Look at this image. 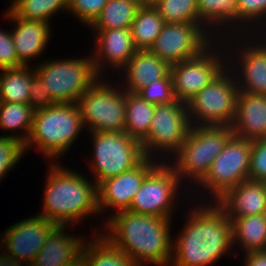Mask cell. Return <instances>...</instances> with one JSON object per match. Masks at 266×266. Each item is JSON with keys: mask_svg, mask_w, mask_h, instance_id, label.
<instances>
[{"mask_svg": "<svg viewBox=\"0 0 266 266\" xmlns=\"http://www.w3.org/2000/svg\"><path fill=\"white\" fill-rule=\"evenodd\" d=\"M185 207L189 208L183 218L186 221L173 236L169 266H214L228 254L236 258L232 225L225 211L216 202L208 201L193 200Z\"/></svg>", "mask_w": 266, "mask_h": 266, "instance_id": "obj_1", "label": "cell"}, {"mask_svg": "<svg viewBox=\"0 0 266 266\" xmlns=\"http://www.w3.org/2000/svg\"><path fill=\"white\" fill-rule=\"evenodd\" d=\"M103 216V235L137 266H169L172 259L173 218L123 210ZM109 215V216H108ZM106 218V219H105Z\"/></svg>", "mask_w": 266, "mask_h": 266, "instance_id": "obj_2", "label": "cell"}, {"mask_svg": "<svg viewBox=\"0 0 266 266\" xmlns=\"http://www.w3.org/2000/svg\"><path fill=\"white\" fill-rule=\"evenodd\" d=\"M48 166L39 216L75 230L78 222L100 215L98 186L94 180L60 162H49Z\"/></svg>", "mask_w": 266, "mask_h": 266, "instance_id": "obj_3", "label": "cell"}, {"mask_svg": "<svg viewBox=\"0 0 266 266\" xmlns=\"http://www.w3.org/2000/svg\"><path fill=\"white\" fill-rule=\"evenodd\" d=\"M77 103L55 104L34 112L30 134L23 144L26 154L31 149L42 153L47 162H59L86 131Z\"/></svg>", "mask_w": 266, "mask_h": 266, "instance_id": "obj_4", "label": "cell"}, {"mask_svg": "<svg viewBox=\"0 0 266 266\" xmlns=\"http://www.w3.org/2000/svg\"><path fill=\"white\" fill-rule=\"evenodd\" d=\"M232 135L230 126H191L181 149L168 161L189 190L187 195L204 179Z\"/></svg>", "mask_w": 266, "mask_h": 266, "instance_id": "obj_5", "label": "cell"}, {"mask_svg": "<svg viewBox=\"0 0 266 266\" xmlns=\"http://www.w3.org/2000/svg\"><path fill=\"white\" fill-rule=\"evenodd\" d=\"M55 104L77 103L78 99L100 78L91 54L72 58H51L33 63Z\"/></svg>", "mask_w": 266, "mask_h": 266, "instance_id": "obj_6", "label": "cell"}, {"mask_svg": "<svg viewBox=\"0 0 266 266\" xmlns=\"http://www.w3.org/2000/svg\"><path fill=\"white\" fill-rule=\"evenodd\" d=\"M251 150V140L233 134L223 151L213 161L207 175L196 186L200 188V191L198 188H194L195 190L189 192L191 201L194 199V201L199 202H207V200L208 202H216L231 188L248 180ZM197 192L198 194H196ZM198 195L201 198L198 199Z\"/></svg>", "mask_w": 266, "mask_h": 266, "instance_id": "obj_7", "label": "cell"}, {"mask_svg": "<svg viewBox=\"0 0 266 266\" xmlns=\"http://www.w3.org/2000/svg\"><path fill=\"white\" fill-rule=\"evenodd\" d=\"M93 151L87 163L98 186L105 179L117 176L139 165L145 158L141 143L126 132H89ZM92 177V178H91Z\"/></svg>", "mask_w": 266, "mask_h": 266, "instance_id": "obj_8", "label": "cell"}, {"mask_svg": "<svg viewBox=\"0 0 266 266\" xmlns=\"http://www.w3.org/2000/svg\"><path fill=\"white\" fill-rule=\"evenodd\" d=\"M119 82L114 77L99 78L78 99L86 132H124L125 90Z\"/></svg>", "mask_w": 266, "mask_h": 266, "instance_id": "obj_9", "label": "cell"}, {"mask_svg": "<svg viewBox=\"0 0 266 266\" xmlns=\"http://www.w3.org/2000/svg\"><path fill=\"white\" fill-rule=\"evenodd\" d=\"M186 190L188 191L181 183L175 169L168 162H160L144 178L128 210L144 215L173 218L174 213L178 211L176 208H179V205L184 207L178 203L187 200L186 204H189L191 200L190 197L187 198L188 196L184 195L185 192L187 193Z\"/></svg>", "mask_w": 266, "mask_h": 266, "instance_id": "obj_10", "label": "cell"}, {"mask_svg": "<svg viewBox=\"0 0 266 266\" xmlns=\"http://www.w3.org/2000/svg\"><path fill=\"white\" fill-rule=\"evenodd\" d=\"M190 128L187 103L156 105L149 133L141 142L145 156L168 162L181 149Z\"/></svg>", "mask_w": 266, "mask_h": 266, "instance_id": "obj_11", "label": "cell"}, {"mask_svg": "<svg viewBox=\"0 0 266 266\" xmlns=\"http://www.w3.org/2000/svg\"><path fill=\"white\" fill-rule=\"evenodd\" d=\"M239 89L227 67L187 102L191 126H231Z\"/></svg>", "mask_w": 266, "mask_h": 266, "instance_id": "obj_12", "label": "cell"}, {"mask_svg": "<svg viewBox=\"0 0 266 266\" xmlns=\"http://www.w3.org/2000/svg\"><path fill=\"white\" fill-rule=\"evenodd\" d=\"M221 39L227 51V67L236 78L239 92L266 95L265 47L252 34H233Z\"/></svg>", "mask_w": 266, "mask_h": 266, "instance_id": "obj_13", "label": "cell"}, {"mask_svg": "<svg viewBox=\"0 0 266 266\" xmlns=\"http://www.w3.org/2000/svg\"><path fill=\"white\" fill-rule=\"evenodd\" d=\"M227 68V51L216 39L201 54L170 66L176 100L187 103Z\"/></svg>", "mask_w": 266, "mask_h": 266, "instance_id": "obj_14", "label": "cell"}, {"mask_svg": "<svg viewBox=\"0 0 266 266\" xmlns=\"http://www.w3.org/2000/svg\"><path fill=\"white\" fill-rule=\"evenodd\" d=\"M57 225L33 215L7 227L0 235V266H30ZM7 249V250H6Z\"/></svg>", "mask_w": 266, "mask_h": 266, "instance_id": "obj_15", "label": "cell"}, {"mask_svg": "<svg viewBox=\"0 0 266 266\" xmlns=\"http://www.w3.org/2000/svg\"><path fill=\"white\" fill-rule=\"evenodd\" d=\"M216 39L203 24L165 23L149 50L171 66L198 56Z\"/></svg>", "mask_w": 266, "mask_h": 266, "instance_id": "obj_16", "label": "cell"}, {"mask_svg": "<svg viewBox=\"0 0 266 266\" xmlns=\"http://www.w3.org/2000/svg\"><path fill=\"white\" fill-rule=\"evenodd\" d=\"M90 31L95 40V46L91 48L94 49L91 56L98 76L105 78L109 75L112 79L111 76L116 72L114 78L117 77V73L127 66L129 59L138 51L133 43L130 28ZM107 69L108 71L111 69L112 73H109L112 75H107Z\"/></svg>", "mask_w": 266, "mask_h": 266, "instance_id": "obj_17", "label": "cell"}, {"mask_svg": "<svg viewBox=\"0 0 266 266\" xmlns=\"http://www.w3.org/2000/svg\"><path fill=\"white\" fill-rule=\"evenodd\" d=\"M160 163L146 157L135 168L105 179L98 185V207L100 215L106 211L128 210L133 197L139 191L144 178Z\"/></svg>", "mask_w": 266, "mask_h": 266, "instance_id": "obj_18", "label": "cell"}, {"mask_svg": "<svg viewBox=\"0 0 266 266\" xmlns=\"http://www.w3.org/2000/svg\"><path fill=\"white\" fill-rule=\"evenodd\" d=\"M5 19L13 24L10 33L16 48L18 60L24 66H31V62L39 60L46 51V47L53 34L50 32L52 23L46 21L25 20L17 17L8 7L3 14ZM51 35V36H50ZM39 58V59H38ZM33 60V61H32Z\"/></svg>", "mask_w": 266, "mask_h": 266, "instance_id": "obj_19", "label": "cell"}, {"mask_svg": "<svg viewBox=\"0 0 266 266\" xmlns=\"http://www.w3.org/2000/svg\"><path fill=\"white\" fill-rule=\"evenodd\" d=\"M68 227L57 225L51 231L30 266H67L82 255L87 237L68 234Z\"/></svg>", "mask_w": 266, "mask_h": 266, "instance_id": "obj_20", "label": "cell"}, {"mask_svg": "<svg viewBox=\"0 0 266 266\" xmlns=\"http://www.w3.org/2000/svg\"><path fill=\"white\" fill-rule=\"evenodd\" d=\"M230 127L237 137L251 141L266 138V95L239 92Z\"/></svg>", "mask_w": 266, "mask_h": 266, "instance_id": "obj_21", "label": "cell"}, {"mask_svg": "<svg viewBox=\"0 0 266 266\" xmlns=\"http://www.w3.org/2000/svg\"><path fill=\"white\" fill-rule=\"evenodd\" d=\"M169 72L170 66L156 54L150 50H138L116 79L121 80L120 85L125 91L136 93L152 81L163 79Z\"/></svg>", "mask_w": 266, "mask_h": 266, "instance_id": "obj_22", "label": "cell"}, {"mask_svg": "<svg viewBox=\"0 0 266 266\" xmlns=\"http://www.w3.org/2000/svg\"><path fill=\"white\" fill-rule=\"evenodd\" d=\"M216 203L229 218L266 213L264 182L245 180L227 191Z\"/></svg>", "mask_w": 266, "mask_h": 266, "instance_id": "obj_23", "label": "cell"}, {"mask_svg": "<svg viewBox=\"0 0 266 266\" xmlns=\"http://www.w3.org/2000/svg\"><path fill=\"white\" fill-rule=\"evenodd\" d=\"M200 22L217 38L237 34V0H197Z\"/></svg>", "mask_w": 266, "mask_h": 266, "instance_id": "obj_24", "label": "cell"}, {"mask_svg": "<svg viewBox=\"0 0 266 266\" xmlns=\"http://www.w3.org/2000/svg\"><path fill=\"white\" fill-rule=\"evenodd\" d=\"M236 258L253 250L266 249V213L230 218ZM239 250V251H238Z\"/></svg>", "mask_w": 266, "mask_h": 266, "instance_id": "obj_25", "label": "cell"}, {"mask_svg": "<svg viewBox=\"0 0 266 266\" xmlns=\"http://www.w3.org/2000/svg\"><path fill=\"white\" fill-rule=\"evenodd\" d=\"M92 230L93 238L88 237L90 241L86 239L82 250L87 266H137L133 260L100 234V227L97 226Z\"/></svg>", "mask_w": 266, "mask_h": 266, "instance_id": "obj_26", "label": "cell"}, {"mask_svg": "<svg viewBox=\"0 0 266 266\" xmlns=\"http://www.w3.org/2000/svg\"><path fill=\"white\" fill-rule=\"evenodd\" d=\"M34 112L28 103L0 102V129L9 132L0 137L15 139L23 145L30 134Z\"/></svg>", "mask_w": 266, "mask_h": 266, "instance_id": "obj_27", "label": "cell"}, {"mask_svg": "<svg viewBox=\"0 0 266 266\" xmlns=\"http://www.w3.org/2000/svg\"><path fill=\"white\" fill-rule=\"evenodd\" d=\"M155 106L141 98L137 93L125 91L124 132L141 143L149 133Z\"/></svg>", "mask_w": 266, "mask_h": 266, "instance_id": "obj_28", "label": "cell"}, {"mask_svg": "<svg viewBox=\"0 0 266 266\" xmlns=\"http://www.w3.org/2000/svg\"><path fill=\"white\" fill-rule=\"evenodd\" d=\"M144 0H108L89 30L130 28Z\"/></svg>", "mask_w": 266, "mask_h": 266, "instance_id": "obj_29", "label": "cell"}, {"mask_svg": "<svg viewBox=\"0 0 266 266\" xmlns=\"http://www.w3.org/2000/svg\"><path fill=\"white\" fill-rule=\"evenodd\" d=\"M164 24L158 10L153 5L143 3L130 27L136 49L149 50Z\"/></svg>", "mask_w": 266, "mask_h": 266, "instance_id": "obj_30", "label": "cell"}, {"mask_svg": "<svg viewBox=\"0 0 266 266\" xmlns=\"http://www.w3.org/2000/svg\"><path fill=\"white\" fill-rule=\"evenodd\" d=\"M35 75L31 66L0 70V102L28 103L29 83Z\"/></svg>", "mask_w": 266, "mask_h": 266, "instance_id": "obj_31", "label": "cell"}, {"mask_svg": "<svg viewBox=\"0 0 266 266\" xmlns=\"http://www.w3.org/2000/svg\"><path fill=\"white\" fill-rule=\"evenodd\" d=\"M8 8L22 19L50 23L56 14H68L69 0H14Z\"/></svg>", "mask_w": 266, "mask_h": 266, "instance_id": "obj_32", "label": "cell"}, {"mask_svg": "<svg viewBox=\"0 0 266 266\" xmlns=\"http://www.w3.org/2000/svg\"><path fill=\"white\" fill-rule=\"evenodd\" d=\"M153 6L165 23H196L199 20L197 0H158Z\"/></svg>", "mask_w": 266, "mask_h": 266, "instance_id": "obj_33", "label": "cell"}, {"mask_svg": "<svg viewBox=\"0 0 266 266\" xmlns=\"http://www.w3.org/2000/svg\"><path fill=\"white\" fill-rule=\"evenodd\" d=\"M237 34H252L266 26V0H237Z\"/></svg>", "mask_w": 266, "mask_h": 266, "instance_id": "obj_34", "label": "cell"}, {"mask_svg": "<svg viewBox=\"0 0 266 266\" xmlns=\"http://www.w3.org/2000/svg\"><path fill=\"white\" fill-rule=\"evenodd\" d=\"M136 93L148 103L154 105L168 104L176 100L170 72L163 79L152 81Z\"/></svg>", "mask_w": 266, "mask_h": 266, "instance_id": "obj_35", "label": "cell"}, {"mask_svg": "<svg viewBox=\"0 0 266 266\" xmlns=\"http://www.w3.org/2000/svg\"><path fill=\"white\" fill-rule=\"evenodd\" d=\"M23 145L15 139L0 137V181L14 170L24 156Z\"/></svg>", "mask_w": 266, "mask_h": 266, "instance_id": "obj_36", "label": "cell"}, {"mask_svg": "<svg viewBox=\"0 0 266 266\" xmlns=\"http://www.w3.org/2000/svg\"><path fill=\"white\" fill-rule=\"evenodd\" d=\"M108 0H69L68 13L89 27L101 14Z\"/></svg>", "mask_w": 266, "mask_h": 266, "instance_id": "obj_37", "label": "cell"}, {"mask_svg": "<svg viewBox=\"0 0 266 266\" xmlns=\"http://www.w3.org/2000/svg\"><path fill=\"white\" fill-rule=\"evenodd\" d=\"M249 179L266 181V138L252 140Z\"/></svg>", "mask_w": 266, "mask_h": 266, "instance_id": "obj_38", "label": "cell"}, {"mask_svg": "<svg viewBox=\"0 0 266 266\" xmlns=\"http://www.w3.org/2000/svg\"><path fill=\"white\" fill-rule=\"evenodd\" d=\"M24 66L17 57L10 30L0 28V70Z\"/></svg>", "mask_w": 266, "mask_h": 266, "instance_id": "obj_39", "label": "cell"}, {"mask_svg": "<svg viewBox=\"0 0 266 266\" xmlns=\"http://www.w3.org/2000/svg\"><path fill=\"white\" fill-rule=\"evenodd\" d=\"M28 104L36 111L55 105L42 80L35 74L29 83Z\"/></svg>", "mask_w": 266, "mask_h": 266, "instance_id": "obj_40", "label": "cell"}, {"mask_svg": "<svg viewBox=\"0 0 266 266\" xmlns=\"http://www.w3.org/2000/svg\"><path fill=\"white\" fill-rule=\"evenodd\" d=\"M244 266H266V249L243 253Z\"/></svg>", "mask_w": 266, "mask_h": 266, "instance_id": "obj_41", "label": "cell"}, {"mask_svg": "<svg viewBox=\"0 0 266 266\" xmlns=\"http://www.w3.org/2000/svg\"><path fill=\"white\" fill-rule=\"evenodd\" d=\"M258 31V32H257ZM252 35L265 47L266 49V26L257 29Z\"/></svg>", "mask_w": 266, "mask_h": 266, "instance_id": "obj_42", "label": "cell"}, {"mask_svg": "<svg viewBox=\"0 0 266 266\" xmlns=\"http://www.w3.org/2000/svg\"><path fill=\"white\" fill-rule=\"evenodd\" d=\"M67 266H87V261L85 260V257L81 255L75 261H73L71 264H68Z\"/></svg>", "mask_w": 266, "mask_h": 266, "instance_id": "obj_43", "label": "cell"}, {"mask_svg": "<svg viewBox=\"0 0 266 266\" xmlns=\"http://www.w3.org/2000/svg\"><path fill=\"white\" fill-rule=\"evenodd\" d=\"M156 1H158V0H144V3L153 5Z\"/></svg>", "mask_w": 266, "mask_h": 266, "instance_id": "obj_44", "label": "cell"}, {"mask_svg": "<svg viewBox=\"0 0 266 266\" xmlns=\"http://www.w3.org/2000/svg\"><path fill=\"white\" fill-rule=\"evenodd\" d=\"M264 188H265V191H266V181H264Z\"/></svg>", "mask_w": 266, "mask_h": 266, "instance_id": "obj_45", "label": "cell"}]
</instances>
